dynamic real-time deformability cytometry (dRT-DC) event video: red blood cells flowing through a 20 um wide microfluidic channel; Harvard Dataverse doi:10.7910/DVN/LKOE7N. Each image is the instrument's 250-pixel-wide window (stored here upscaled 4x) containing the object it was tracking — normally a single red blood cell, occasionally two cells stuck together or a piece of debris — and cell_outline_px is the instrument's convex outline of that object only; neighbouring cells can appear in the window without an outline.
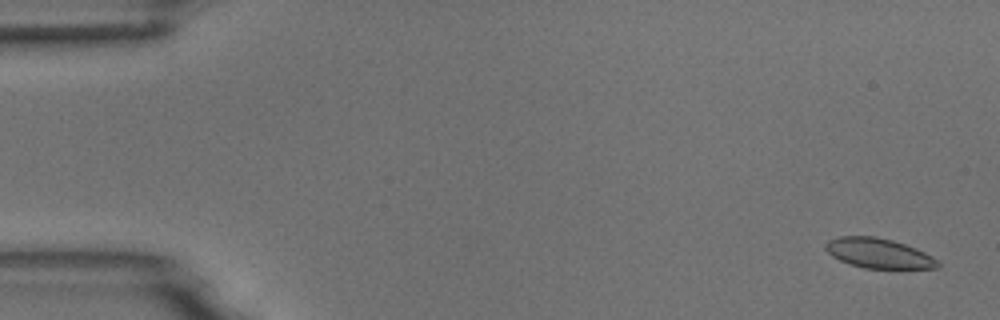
{"species": "common noctule bat (a hibernating species)", "species_latin": "Nyctalus noctula", "temperature_condition": "room temperature", "stored_images_in_passage": 17, "camera_frame_rate_fps": 3000, "um_per_image_px": 0.085, "animal": {"sex": "male", "body_mass_g": 18.8}, "frame": {"image": 1, "passage_image": 3, "time_ms": 0.667, "image_size_px": [1000, 320], "cell_outline_px": [[940, 264], [936, 268], [900, 272], [864, 268], [848, 264], [832, 256], [824, 248], [824, 244], [828, 240], [840, 236], [876, 236], [892, 240], [916, 248], [932, 256]], "centroid_in_image_um": [74.73, 21.59], "position_along_channel_um": 10.3, "area_um2": 20.52}}